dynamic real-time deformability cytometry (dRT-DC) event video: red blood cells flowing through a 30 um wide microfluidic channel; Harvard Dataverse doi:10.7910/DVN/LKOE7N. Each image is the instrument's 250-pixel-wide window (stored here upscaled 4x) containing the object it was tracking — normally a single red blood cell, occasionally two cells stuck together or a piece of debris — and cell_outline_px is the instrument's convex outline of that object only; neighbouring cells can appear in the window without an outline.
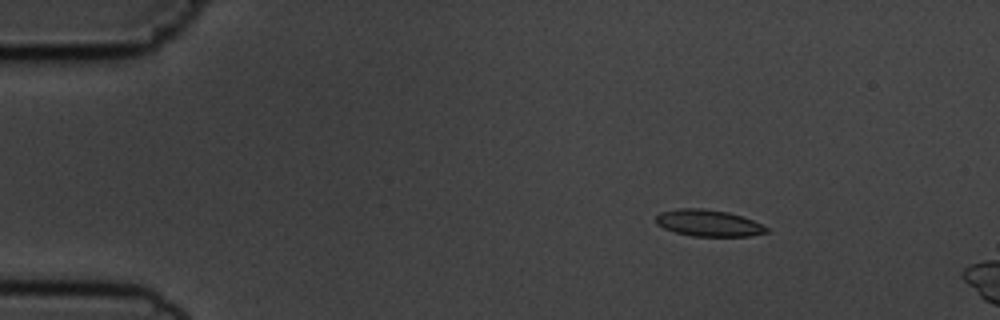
{"species": "common noctule bat (a hibernating species)", "species_latin": "Nyctalus noctula", "temperature_condition": "cold", "stored_images_in_passage": 3, "camera_frame_rate_fps": 3000, "um_per_image_px": 0.085, "animal": {"sex": "male", "body_mass_g": 19.5, "forearm_length_mm": 54.6}, "frame": {"image": 1, "passage_image": 1, "time_ms": 0.0, "image_size_px": [1000, 320], "cell_outline_px": [[768, 232], [748, 236], [692, 236], [676, 232], [664, 228], [656, 224], [656, 216], [660, 212], [680, 208], [704, 208], [728, 212], [744, 216], [768, 228]], "centroid_in_image_um": [60.21, 18.95], "position_along_channel_um": 24.8, "area_um2": 17.11}}